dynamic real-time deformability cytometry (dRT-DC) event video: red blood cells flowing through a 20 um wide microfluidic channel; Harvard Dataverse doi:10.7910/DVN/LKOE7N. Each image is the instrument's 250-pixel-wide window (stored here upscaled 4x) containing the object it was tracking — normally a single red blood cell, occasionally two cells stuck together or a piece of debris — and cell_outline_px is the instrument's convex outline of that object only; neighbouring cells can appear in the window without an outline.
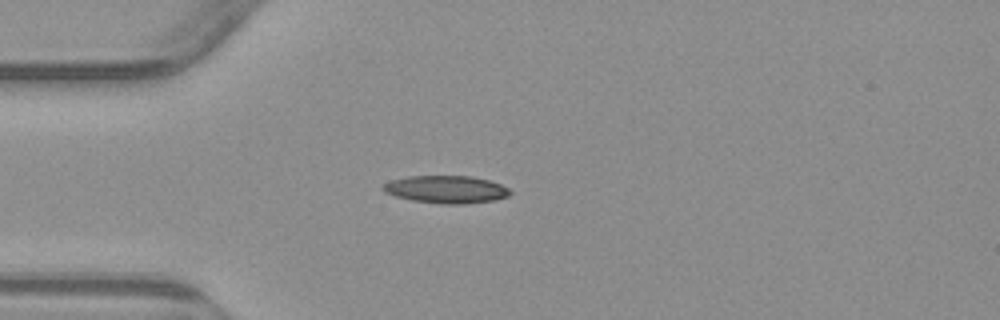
{"species": "common noctule bat (a hibernating species)", "species_latin": "Nyctalus noctula", "temperature_condition": "warm", "stored_images_in_passage": 1, "camera_frame_rate_fps": 3000, "um_per_image_px": 0.085, "animal": {"sex": "male", "body_mass_g": 23.1, "forearm_length_mm": 52.7}, "frame": {"image": 1, "passage_image": 1, "time_ms": 0.0, "image_size_px": [1000, 320], "cell_outline_px": [[512, 192], [508, 196], [496, 200], [464, 204], [440, 204], [412, 200], [396, 196], [384, 192], [380, 188], [384, 184], [392, 180], [408, 176], [472, 176], [488, 180], [500, 184], [508, 188]], "centroid_in_image_um": [37.93, 16.1], "position_along_channel_um": 47.1, "area_um2": 20.46}}